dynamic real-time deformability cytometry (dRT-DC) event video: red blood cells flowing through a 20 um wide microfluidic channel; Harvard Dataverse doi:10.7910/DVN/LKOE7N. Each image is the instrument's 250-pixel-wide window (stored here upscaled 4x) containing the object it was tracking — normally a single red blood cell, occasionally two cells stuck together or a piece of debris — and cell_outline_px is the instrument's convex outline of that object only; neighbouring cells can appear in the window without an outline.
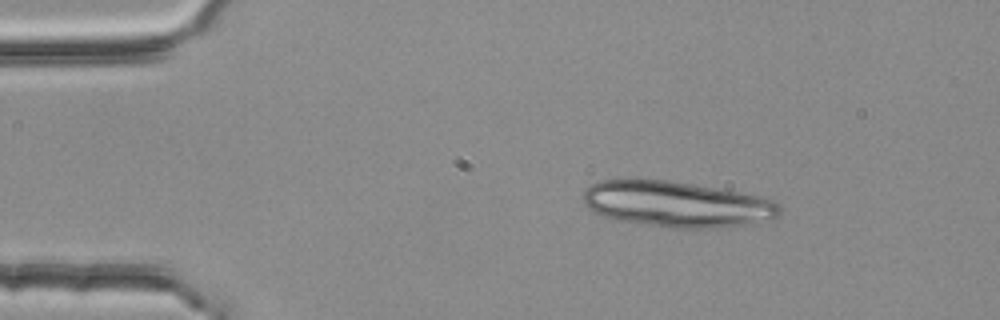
{"species": "common noctule bat (a hibernating species)", "species_latin": "Nyctalus noctula", "temperature_condition": "room temperature", "stored_images_in_passage": 2, "camera_frame_rate_fps": 3000, "um_per_image_px": 0.085, "animal": {"sex": "female", "body_mass_g": 25.1}, "frame": {"image": 1, "passage_image": 1, "time_ms": 0.0, "image_size_px": [1000, 320], "cell_outline_px": [[780, 216], [772, 220], [752, 224], [716, 228], [668, 228], [612, 220], [588, 208], [584, 204], [584, 188], [600, 180], [668, 180], [716, 188], [760, 196], [772, 200], [780, 204]], "centroid_in_image_um": [57.55, 17.38], "position_along_channel_um": 27.5, "area_um2": 52.83}}